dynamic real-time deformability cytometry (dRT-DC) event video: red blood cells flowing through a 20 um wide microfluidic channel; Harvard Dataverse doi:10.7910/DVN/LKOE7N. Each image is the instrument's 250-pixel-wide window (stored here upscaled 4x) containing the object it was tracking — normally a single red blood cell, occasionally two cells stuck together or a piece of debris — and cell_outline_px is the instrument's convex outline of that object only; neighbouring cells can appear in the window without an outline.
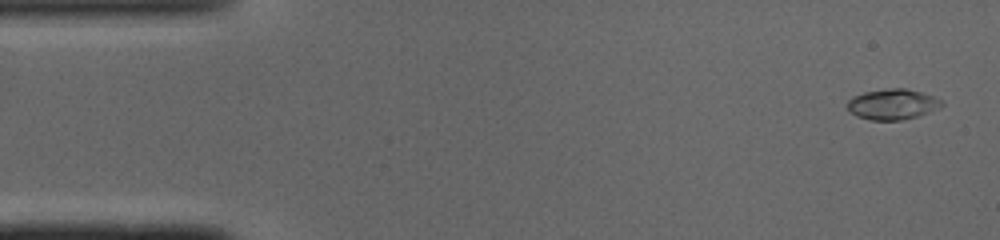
{"species": "common noctule bat (a hibernating species)", "species_latin": "Nyctalus noctula", "temperature_condition": "cold", "stored_images_in_passage": 47, "camera_frame_rate_fps": 3000, "um_per_image_px": 0.085, "animal": {"sex": "male", "body_mass_g": 19.0, "forearm_length_mm": 50.8}, "frame": {"image": 1, "passage_image": 1, "time_ms": 0.0, "image_size_px": [1000, 240], "cell_outline_px": [[944, 104], [940, 108], [916, 116], [900, 120], [868, 120], [856, 116], [848, 108], [848, 100], [852, 96], [864, 92], [888, 88], [904, 88], [920, 92], [932, 96], [940, 100]], "centroid_in_image_um": [75.84, 8.86], "position_along_channel_um": 9.2, "area_um2": 16.65}}
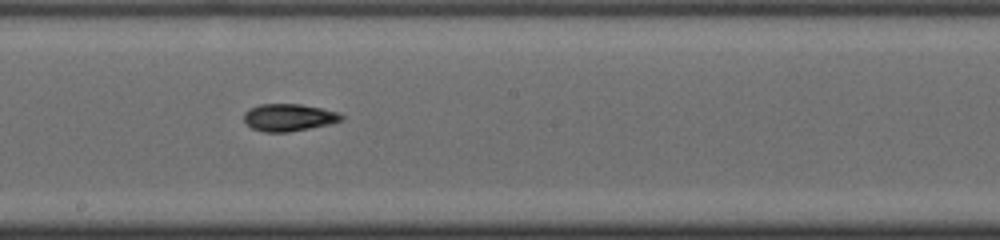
{"frame": {"image": 2, "passage_image": 25, "time_ms": 8.0, "image_size_px": [1000, 240], "cell_outline_px": [[344, 120], [328, 124], [288, 132], [264, 132], [252, 128], [244, 120], [244, 112], [260, 104], [300, 104], [340, 112], [344, 116]], "centroid_in_image_um": [24.57, 9.98], "position_along_channel_um": 223.6, "area_um2": 15.37}}
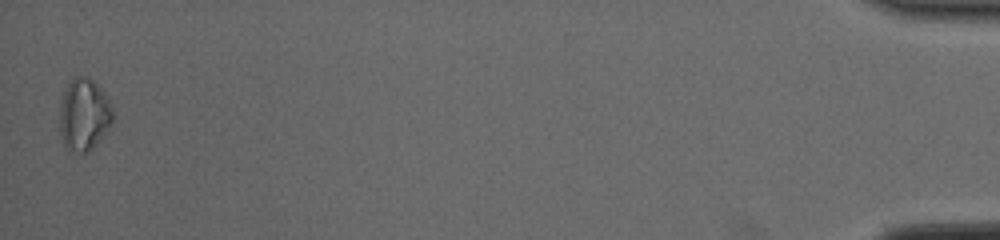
{"frame": {"image": 3, "passage_image": 47, "time_ms": 15.333, "image_size_px": [1000, 240], "cell_outline_px": [[112, 120], [108, 128], [92, 148], [88, 152], [68, 152], [64, 144], [60, 132], [60, 100], [68, 84], [76, 76], [80, 76], [92, 80], [100, 88], [108, 100], [112, 108]], "centroid_in_image_um": [7.11, 9.77], "position_along_channel_um": 428.1, "area_um2": 21.91}, "authors_computed_cell_mechanics": {"area_um2": 15.606, "velocity_mm_per_s": 4.1159, "shape_relaxation_time_tau1_ms": 5.1449, "shape_relaxation_time_tau2_ms": 3.8775, "deformation_change_tau1": 0.166, "deformation_change_tau2": 0.094}}